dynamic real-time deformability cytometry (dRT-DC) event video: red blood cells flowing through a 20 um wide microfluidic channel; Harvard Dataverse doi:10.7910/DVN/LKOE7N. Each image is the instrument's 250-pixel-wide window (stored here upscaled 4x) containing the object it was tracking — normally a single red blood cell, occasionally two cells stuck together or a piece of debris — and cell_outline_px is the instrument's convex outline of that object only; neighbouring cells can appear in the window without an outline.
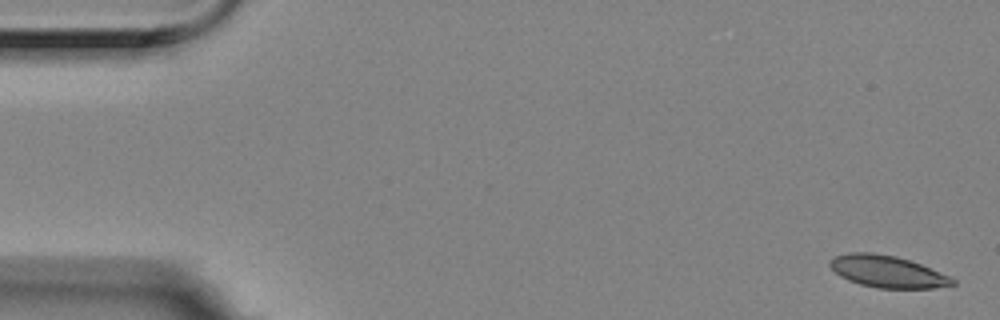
{"species": "Egyptian fruit bat (a non-hibernating species)", "species_latin": "Rousettus aegyptiacus", "temperature_condition": "room temperature", "stored_images_in_passage": 4, "camera_frame_rate_fps": 3000, "um_per_image_px": 0.085, "animal": {"sex": "female"}, "frame": {"image": 1, "passage_image": 1, "time_ms": 0.0, "image_size_px": [1000, 320], "cell_outline_px": [[956, 284], [932, 288], [876, 288], [860, 284], [848, 280], [840, 276], [828, 264], [828, 260], [836, 256], [848, 252], [872, 252], [896, 256], [920, 264], [948, 276], [956, 280]], "centroid_in_image_um": [75.38, 23.08], "position_along_channel_um": 9.6, "area_um2": 22.66}}
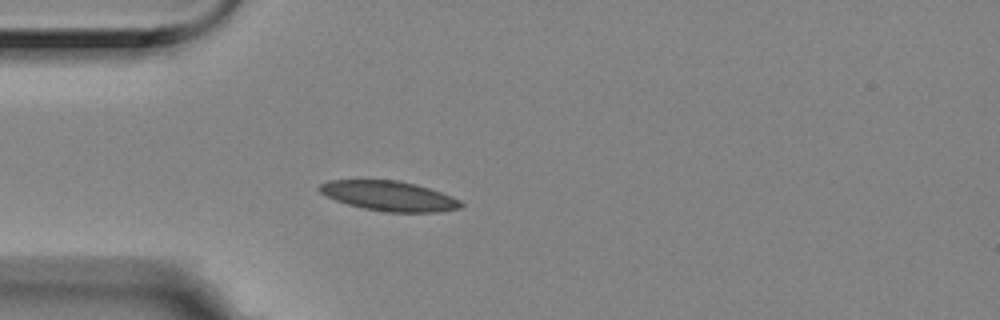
{"frame": {"image": 2, "passage_image": 4, "time_ms": 1.0, "image_size_px": [1000, 320], "cell_outline_px": [[464, 204], [460, 208], [440, 212], [388, 212], [364, 208], [348, 204], [336, 200], [320, 192], [316, 188], [320, 184], [328, 180], [400, 180], [416, 184], [452, 196], [460, 200]], "centroid_in_image_um": [33.08, 16.65], "position_along_channel_um": 51.9, "area_um2": 24.57}}